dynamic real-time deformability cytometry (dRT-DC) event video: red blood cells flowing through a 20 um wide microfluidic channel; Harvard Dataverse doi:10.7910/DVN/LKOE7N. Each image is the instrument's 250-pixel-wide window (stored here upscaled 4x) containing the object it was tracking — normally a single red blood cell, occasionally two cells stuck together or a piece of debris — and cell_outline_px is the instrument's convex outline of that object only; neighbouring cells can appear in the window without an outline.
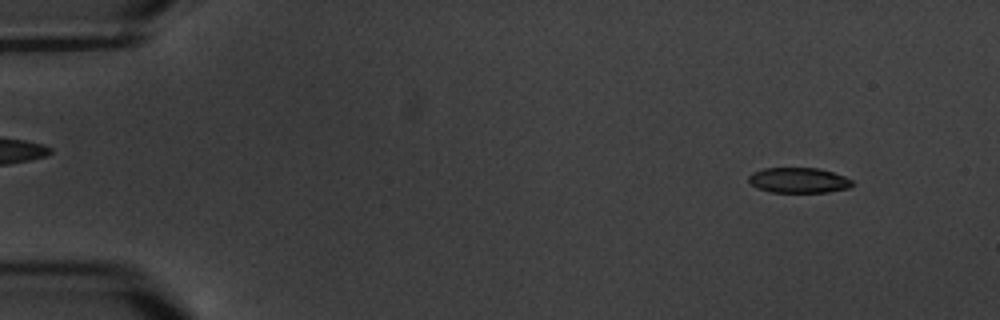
{"species": "common noctule bat (a hibernating species)", "species_latin": "Nyctalus noctula", "temperature_condition": "warm", "stored_images_in_passage": 8, "camera_frame_rate_fps": 3000, "um_per_image_px": 0.085, "animal": {"sex": "male", "body_mass_g": 20.1, "forearm_length_mm": 53.5}, "frame": {"image": 1, "passage_image": 1, "time_ms": 0.0, "image_size_px": [1000, 320], "cell_outline_px": [[856, 184], [848, 188], [828, 192], [772, 192], [756, 188], [748, 180], [748, 176], [752, 172], [764, 168], [820, 168], [844, 176], [852, 180]], "centroid_in_image_um": [67.89, 15.32], "position_along_channel_um": 17.1, "area_um2": 15.37}}
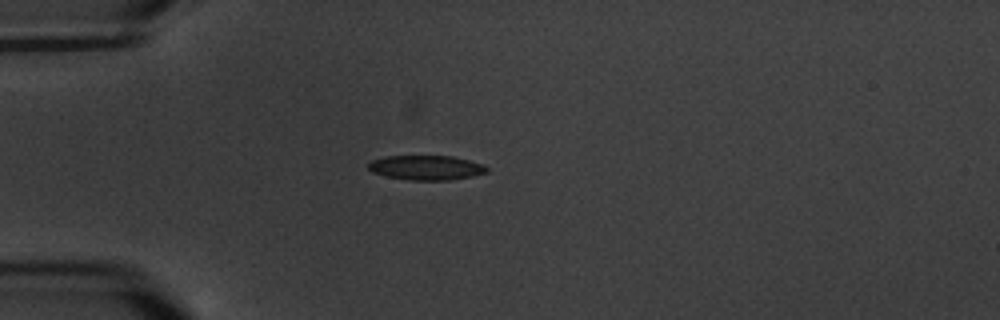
{"frame": {"image": 2, "passage_image": 4, "time_ms": 3.667, "image_size_px": [1000, 320], "cell_outline_px": [[488, 172], [472, 176], [448, 180], [408, 180], [388, 176], [372, 172], [368, 168], [368, 164], [372, 160], [384, 156], [452, 156], [484, 164], [488, 168]], "centroid_in_image_um": [36.24, 14.24], "position_along_channel_um": 48.8, "area_um2": 16.94}}
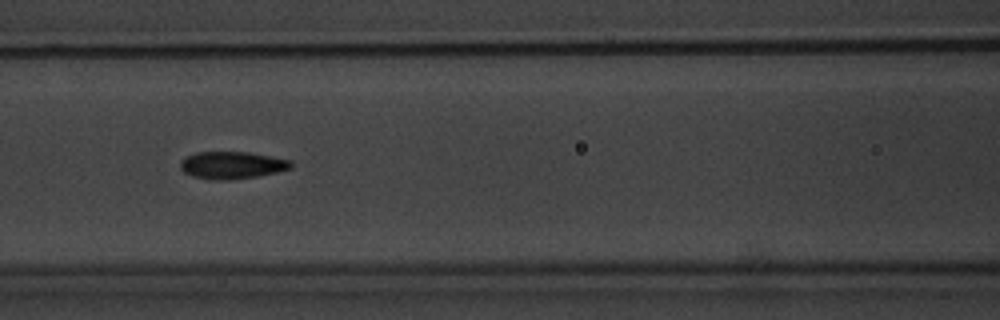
{"frame": {"image": 3, "passage_image": 7, "time_ms": 7.0, "image_size_px": [1000, 320], "cell_outline_px": [[292, 168], [276, 172], [256, 176], [228, 180], [208, 180], [192, 176], [184, 172], [180, 168], [180, 164], [184, 156], [196, 152], [248, 152], [292, 160]], "centroid_in_image_um": [19.69, 14.04], "position_along_channel_um": 146.9, "area_um2": 17.69}}